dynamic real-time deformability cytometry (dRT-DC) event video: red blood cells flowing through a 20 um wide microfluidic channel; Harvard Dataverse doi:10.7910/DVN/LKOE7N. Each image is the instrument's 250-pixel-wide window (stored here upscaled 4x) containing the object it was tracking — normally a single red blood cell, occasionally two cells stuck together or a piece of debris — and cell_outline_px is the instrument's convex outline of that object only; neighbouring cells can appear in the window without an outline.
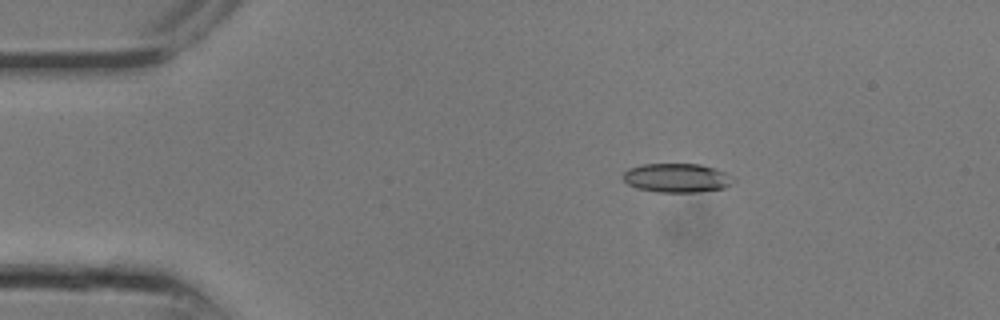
{"species": "common noctule bat (a hibernating species)", "species_latin": "Nyctalus noctula", "temperature_condition": "room temperature", "stored_images_in_passage": 7, "camera_frame_rate_fps": 3000, "um_per_image_px": 0.085, "animal": {"sex": "male", "body_mass_g": 13.3}, "frame": {"image": 1, "passage_image": 3, "time_ms": 0.667, "image_size_px": [1000, 320], "cell_outline_px": [[736, 180], [724, 188], [696, 192], [660, 192], [636, 188], [628, 184], [620, 176], [628, 168], [644, 164], [700, 164], [716, 168], [732, 176]], "centroid_in_image_um": [57.52, 15.11], "position_along_channel_um": 27.5, "area_um2": 18.73}}